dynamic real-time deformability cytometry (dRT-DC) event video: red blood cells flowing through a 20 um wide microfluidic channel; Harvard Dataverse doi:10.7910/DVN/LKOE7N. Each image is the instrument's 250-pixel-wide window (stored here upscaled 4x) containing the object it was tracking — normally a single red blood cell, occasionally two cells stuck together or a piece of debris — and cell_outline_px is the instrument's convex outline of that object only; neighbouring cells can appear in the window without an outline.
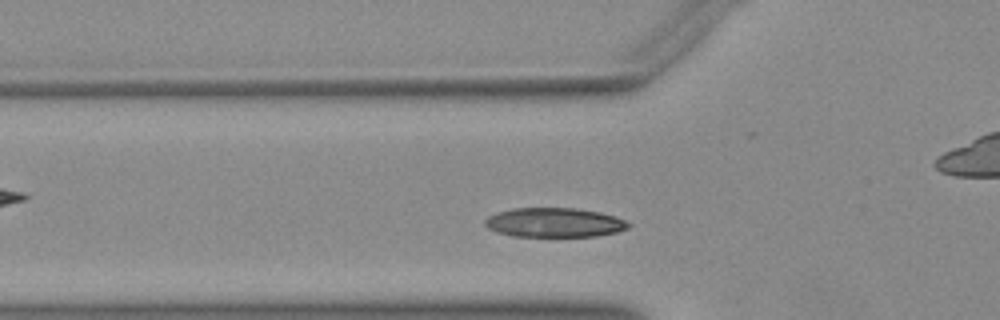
{"species": "Egyptian fruit bat (a non-hibernating species)", "species_latin": "Rousettus aegyptiacus", "temperature_condition": "warm", "stored_images_in_passage": 30, "camera_frame_rate_fps": 3000, "um_per_image_px": 0.085, "animal": {"sex": "female"}, "frame": {"image": 1, "passage_image": 3, "time_ms": 0.667, "image_size_px": [1000, 320], "cell_outline_px": [[632, 224], [628, 228], [616, 232], [596, 236], [512, 236], [496, 232], [488, 228], [484, 224], [484, 220], [488, 216], [496, 212], [512, 208], [576, 208], [600, 212], [624, 220]], "centroid_in_image_um": [47.08, 18.91], "position_along_channel_um": 78.7, "area_um2": 24.57}}
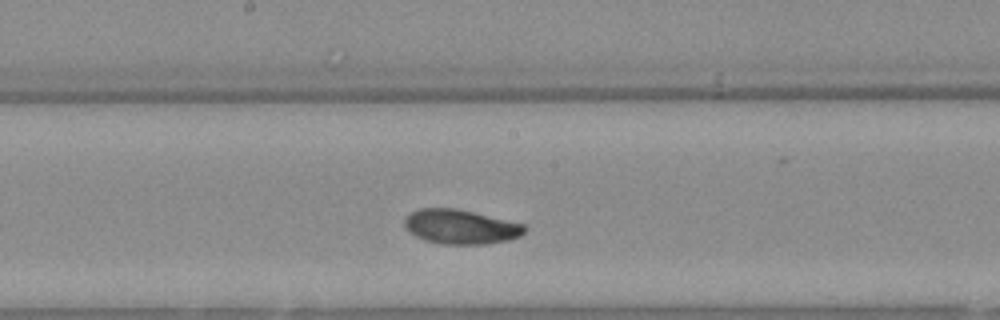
{"frame": {"image": 2, "passage_image": 13, "time_ms": 4.0, "image_size_px": [1000, 320], "cell_outline_px": [[528, 228], [520, 236], [508, 240], [484, 244], [440, 244], [424, 240], [416, 236], [404, 224], [404, 220], [412, 212], [420, 208], [456, 208], [524, 224]], "centroid_in_image_um": [39.18, 19.28], "position_along_channel_um": 209.0, "area_um2": 23.87}}
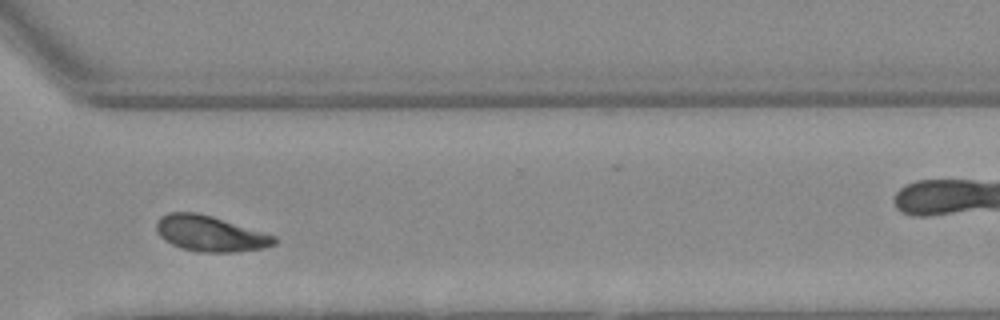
{"frame": {"image": 3, "passage_image": 24, "time_ms": 7.667, "image_size_px": [1000, 320], "cell_outline_px": [[276, 244], [264, 248], [236, 252], [200, 252], [184, 248], [172, 244], [164, 240], [160, 236], [156, 228], [156, 224], [160, 216], [168, 212], [196, 212], [212, 216], [276, 236]], "centroid_in_image_um": [17.86, 19.85], "position_along_channel_um": 352.7, "area_um2": 24.39}}